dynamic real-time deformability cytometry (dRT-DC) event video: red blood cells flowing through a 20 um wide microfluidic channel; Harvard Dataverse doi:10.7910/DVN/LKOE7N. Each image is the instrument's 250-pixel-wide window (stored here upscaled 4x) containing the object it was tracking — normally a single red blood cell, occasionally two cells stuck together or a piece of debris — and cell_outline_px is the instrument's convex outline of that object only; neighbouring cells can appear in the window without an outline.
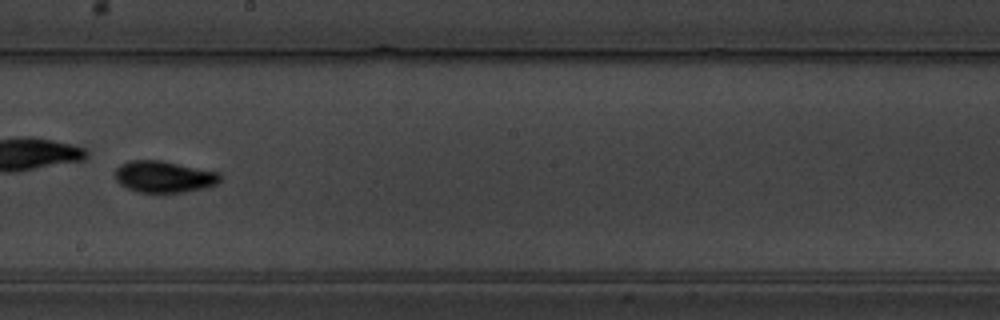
{"species": "common noctule bat (a hibernating species)", "species_latin": "Nyctalus noctula", "temperature_condition": "warm", "stored_images_in_passage": 57, "camera_frame_rate_fps": 3000, "um_per_image_px": 0.085, "animal": {"sex": "male", "body_mass_g": 19.5, "forearm_length_mm": 54.6}, "frame": {"image": 1, "passage_image": 33, "time_ms": 10.667, "image_size_px": [1000, 320], "cell_outline_px": [[220, 180], [216, 184], [208, 188], [184, 192], [140, 192], [128, 188], [120, 184], [116, 180], [112, 172], [120, 164], [128, 160], [160, 160], [220, 172]], "centroid_in_image_um": [13.92, 15.01], "position_along_channel_um": 234.3, "area_um2": 19.54}}
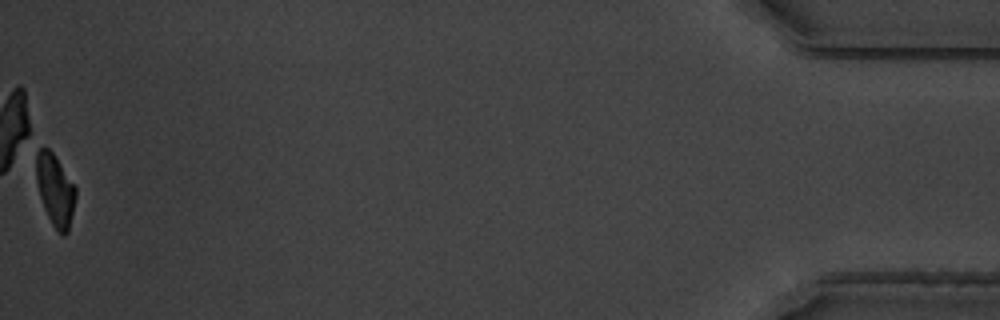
{"frame": {"image": 2, "passage_image": 57, "time_ms": 18.667, "image_size_px": [1000, 320], "cell_outline_px": [[76, 196], [68, 232], [64, 236], [52, 224], [44, 208], [40, 196], [36, 180], [36, 144], [48, 148], [52, 152], [76, 188]], "centroid_in_image_um": [4.66, 16.09], "position_along_channel_um": 430.5, "area_um2": 16.36}, "authors_computed_cell_mechanics": {"area_um2": 18.0914, "velocity_mm_per_s": 3.5707, "shape_relaxation_time_tau1_ms": 3.3848, "shape_relaxation_time_tau2_ms": 1.9355, "deformation_change_tau1": 0.1533, "deformation_change_tau2": 0.0668}}